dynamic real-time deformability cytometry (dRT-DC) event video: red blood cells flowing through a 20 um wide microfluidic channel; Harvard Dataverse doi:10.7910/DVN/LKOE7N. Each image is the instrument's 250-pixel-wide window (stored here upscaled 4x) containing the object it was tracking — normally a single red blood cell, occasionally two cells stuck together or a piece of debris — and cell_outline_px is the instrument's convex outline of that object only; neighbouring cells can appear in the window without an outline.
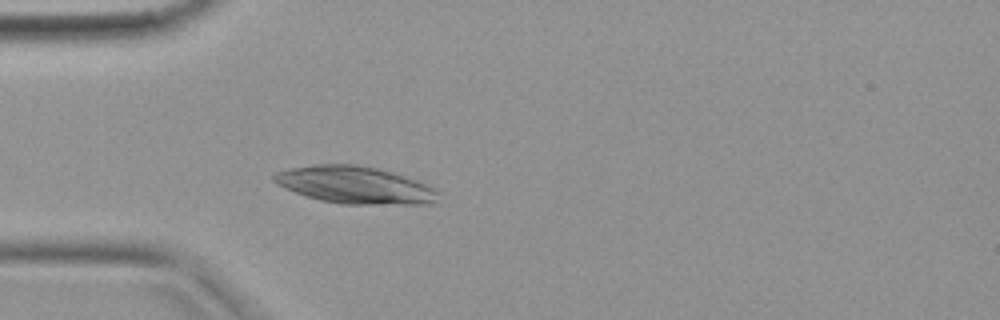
{"species": "common noctule bat (a hibernating species)", "species_latin": "Nyctalus noctula", "temperature_condition": "warm", "stored_images_in_passage": 32, "camera_frame_rate_fps": 3000, "um_per_image_px": 0.085, "animal": {"sex": "female", "body_mass_g": 19.9}, "frame": {"image": 1, "passage_image": 4, "time_ms": 1.0, "image_size_px": [1000, 320], "cell_outline_px": [[440, 192], [436, 200], [432, 204], [340, 204], [320, 200], [284, 188], [276, 184], [272, 180], [272, 176], [276, 172], [288, 168], [316, 164], [356, 164], [376, 168], [392, 172], [416, 180]], "centroid_in_image_um": [30.13, 15.72], "position_along_channel_um": 54.9, "area_um2": 35.6}}
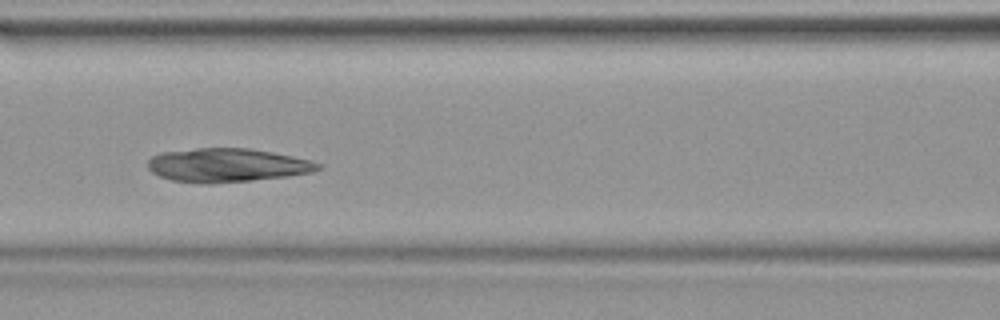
{"frame": {"image": 2, "passage_image": 10, "time_ms": 3.0, "image_size_px": [1000, 320], "cell_outline_px": [[320, 168], [312, 172], [288, 176], [252, 180], [212, 184], [200, 184], [172, 180], [160, 176], [152, 172], [148, 168], [148, 160], [152, 156], [160, 152], [196, 148], [252, 148], [312, 160], [320, 164]], "centroid_in_image_um": [19.28, 14.04], "position_along_channel_um": 147.3, "area_um2": 33.58}}
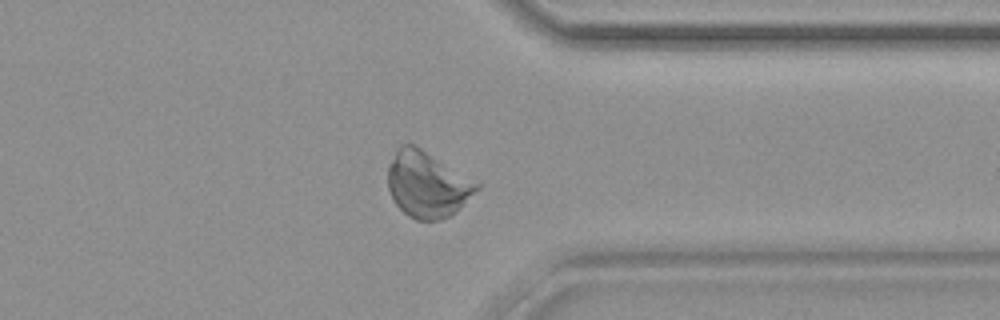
{"frame": {"image": 3, "passage_image": 24, "time_ms": 7.667, "image_size_px": [1000, 320], "cell_outline_px": [[480, 188], [464, 204], [448, 216], [440, 220], [416, 220], [408, 216], [396, 204], [388, 188], [388, 168], [396, 148], [400, 144], [412, 144], [420, 148], [480, 184]], "centroid_in_image_um": [36.29, 15.68], "position_along_channel_um": 375.1, "area_um2": 33.58}}